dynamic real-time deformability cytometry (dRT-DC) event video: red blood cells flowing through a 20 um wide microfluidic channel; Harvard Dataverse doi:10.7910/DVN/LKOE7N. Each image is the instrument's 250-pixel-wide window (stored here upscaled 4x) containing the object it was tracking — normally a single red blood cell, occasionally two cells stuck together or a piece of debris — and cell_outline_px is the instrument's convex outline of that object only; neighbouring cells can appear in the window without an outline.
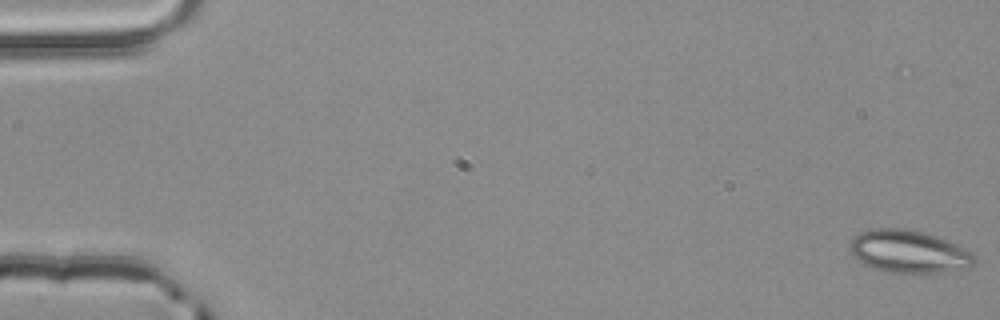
{"species": "common noctule bat (a hibernating species)", "species_latin": "Nyctalus noctula", "temperature_condition": "room temperature", "stored_images_in_passage": 4, "camera_frame_rate_fps": 3000, "um_per_image_px": 0.085, "animal": {"sex": "male", "body_mass_g": 20.4}, "frame": {"image": 1, "passage_image": 1, "time_ms": 0.0, "image_size_px": [1000, 320], "cell_outline_px": [[976, 264], [968, 268], [944, 272], [896, 272], [880, 268], [868, 264], [852, 256], [848, 252], [848, 244], [852, 236], [860, 232], [872, 228], [904, 228], [924, 232], [936, 236], [956, 244], [972, 252], [976, 256]], "centroid_in_image_um": [77.25, 21.35], "position_along_channel_um": 7.7, "area_um2": 30.87}}